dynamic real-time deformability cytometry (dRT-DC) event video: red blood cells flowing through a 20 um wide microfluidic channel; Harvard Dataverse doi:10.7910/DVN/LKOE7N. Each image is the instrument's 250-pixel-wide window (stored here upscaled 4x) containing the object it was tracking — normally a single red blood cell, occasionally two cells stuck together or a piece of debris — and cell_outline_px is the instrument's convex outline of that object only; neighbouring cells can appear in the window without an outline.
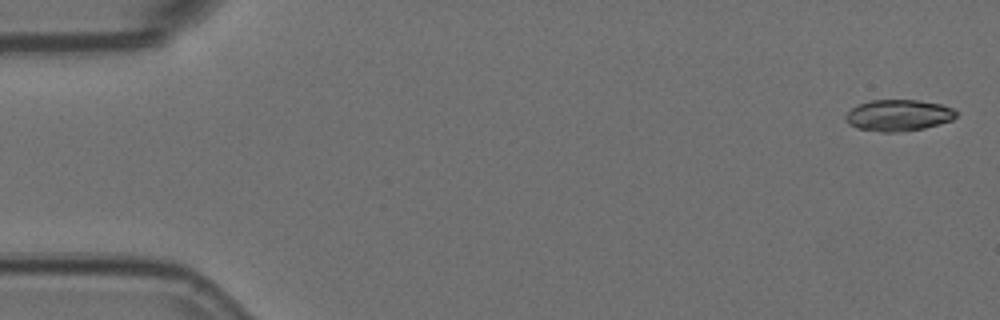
{"species": "Egyptian fruit bat (a non-hibernating species)", "species_latin": "Rousettus aegyptiacus", "temperature_condition": "room temperature", "stored_images_in_passage": 5, "camera_frame_rate_fps": 3000, "um_per_image_px": 0.085, "animal": {"sex": "female"}, "frame": {"image": 1, "passage_image": 1, "time_ms": 0.0, "image_size_px": [1000, 320], "cell_outline_px": [[960, 112], [952, 120], [924, 128], [900, 132], [880, 132], [856, 128], [848, 124], [844, 120], [844, 116], [852, 108], [860, 104], [872, 100], [916, 100], [940, 104], [952, 108]], "centroid_in_image_um": [76.36, 9.81], "position_along_channel_um": 8.6, "area_um2": 20.29}}
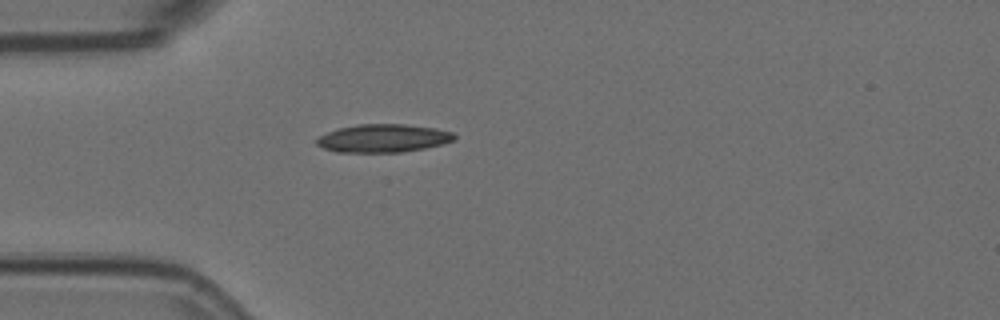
{"frame": {"image": 2, "passage_image": 5, "time_ms": 1.333, "image_size_px": [1000, 320], "cell_outline_px": [[456, 136], [452, 140], [444, 144], [424, 148], [400, 152], [336, 152], [324, 148], [316, 144], [316, 140], [320, 136], [328, 132], [340, 128], [356, 124], [404, 124], [436, 128], [452, 132]], "centroid_in_image_um": [32.58, 11.75], "position_along_channel_um": 52.4, "area_um2": 22.43}}